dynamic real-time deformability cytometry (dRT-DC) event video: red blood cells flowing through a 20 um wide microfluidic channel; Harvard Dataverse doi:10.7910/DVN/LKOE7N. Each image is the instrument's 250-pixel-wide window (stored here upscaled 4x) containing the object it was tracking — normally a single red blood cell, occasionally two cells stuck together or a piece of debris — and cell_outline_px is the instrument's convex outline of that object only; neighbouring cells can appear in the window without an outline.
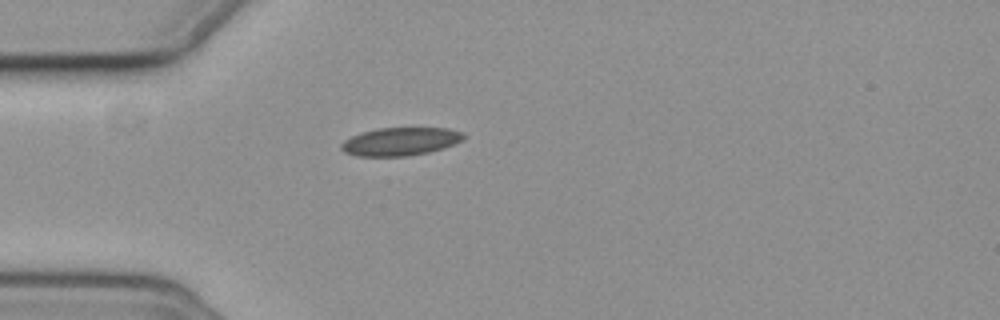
{"species": "common noctule bat (a hibernating species)", "species_latin": "Nyctalus noctula", "temperature_condition": "cold", "stored_images_in_passage": 25, "camera_frame_rate_fps": 3000, "um_per_image_px": 0.085, "animal": {"sex": "female", "body_mass_g": 19.3, "forearm_length_mm": 54.1}, "frame": {"image": 1, "passage_image": 1, "time_ms": 0.0, "image_size_px": [1000, 320], "cell_outline_px": [[464, 136], [456, 144], [444, 148], [428, 152], [408, 156], [356, 156], [344, 152], [340, 148], [340, 144], [344, 140], [360, 132], [376, 128], [448, 128], [464, 132]], "centroid_in_image_um": [34.01, 12.02], "position_along_channel_um": 51.0, "area_um2": 20.17}}
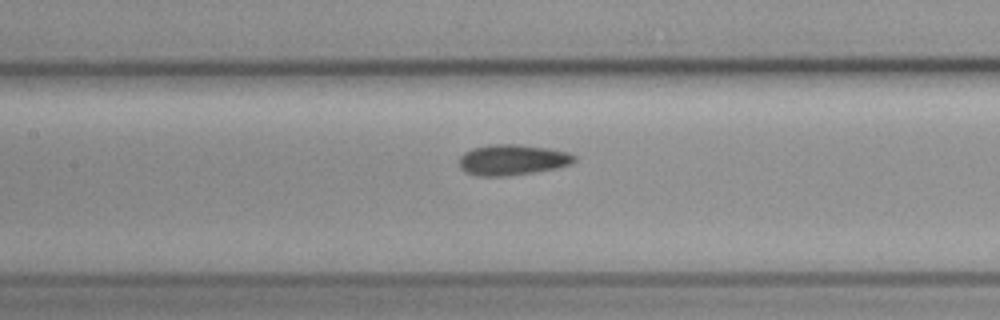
{"frame": {"image": 2, "passage_image": 11, "time_ms": 3.333, "image_size_px": [1000, 320], "cell_outline_px": [[576, 160], [572, 164], [556, 168], [508, 176], [476, 176], [464, 172], [460, 168], [460, 156], [464, 152], [472, 148], [492, 144], [520, 144], [548, 148], [568, 152], [576, 156]], "centroid_in_image_um": [43.54, 13.58], "position_along_channel_um": 163.9, "area_um2": 20.75}}
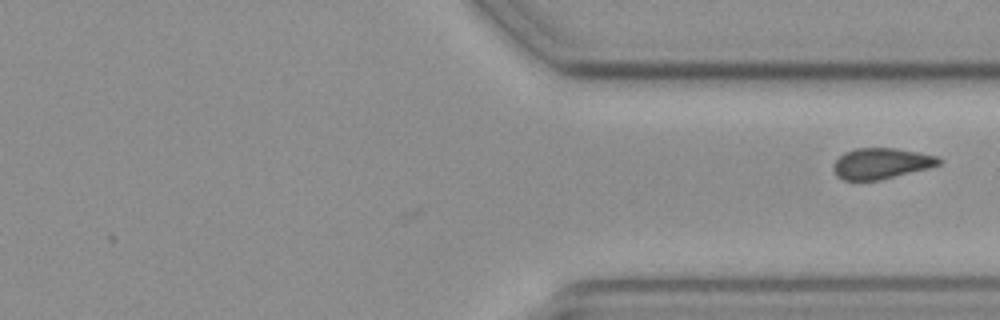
{"frame": {"image": 3, "passage_image": 25, "time_ms": 8.0, "image_size_px": [1000, 320], "cell_outline_px": [[944, 160], [940, 164], [932, 168], [880, 180], [844, 180], [836, 176], [832, 168], [832, 164], [844, 152], [856, 148], [892, 148], [916, 152], [936, 156]], "centroid_in_image_um": [74.91, 13.9], "position_along_channel_um": 336.5, "area_um2": 19.13}}